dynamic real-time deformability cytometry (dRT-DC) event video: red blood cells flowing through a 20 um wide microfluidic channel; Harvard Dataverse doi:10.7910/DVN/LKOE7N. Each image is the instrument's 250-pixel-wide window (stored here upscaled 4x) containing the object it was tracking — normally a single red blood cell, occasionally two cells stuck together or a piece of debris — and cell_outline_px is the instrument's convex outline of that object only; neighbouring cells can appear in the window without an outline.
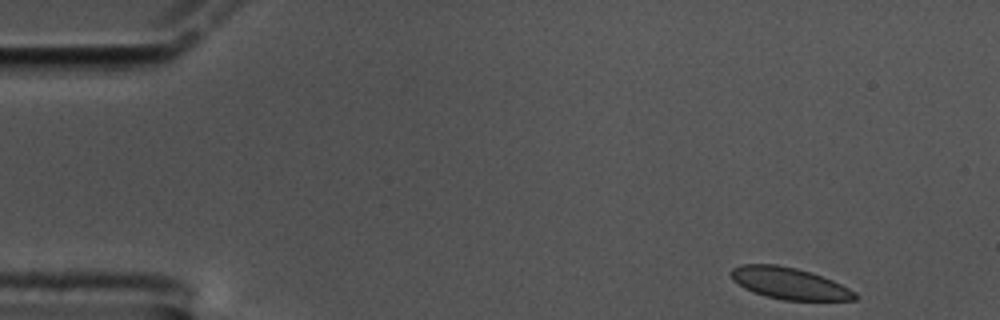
{"species": "common noctule bat (a hibernating species)", "species_latin": "Nyctalus noctula", "temperature_condition": "cold", "stored_images_in_passage": 54, "camera_frame_rate_fps": 3000, "um_per_image_px": 0.085, "animal": {"sex": "male", "body_mass_g": 17.5, "forearm_length_mm": 52.3}, "frame": {"image": 1, "passage_image": 1, "time_ms": 0.0, "image_size_px": [1000, 320], "cell_outline_px": [[860, 296], [856, 300], [784, 300], [768, 296], [744, 288], [732, 280], [728, 272], [732, 268], [740, 264], [776, 264], [796, 268], [812, 272], [832, 280], [856, 292]], "centroid_in_image_um": [67.08, 24.07], "position_along_channel_um": 17.9, "area_um2": 22.89}}
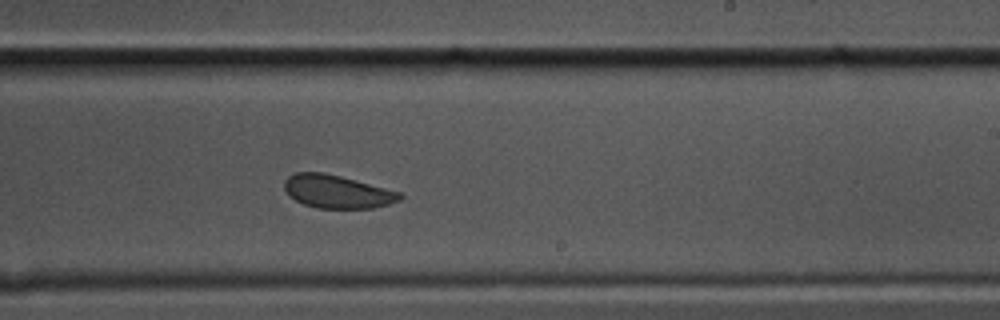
{"frame": {"image": 2, "passage_image": 31, "time_ms": 10.0, "image_size_px": [1000, 320], "cell_outline_px": [[404, 196], [400, 200], [388, 204], [372, 208], [316, 208], [304, 204], [288, 196], [284, 188], [284, 180], [288, 176], [296, 172], [324, 172], [340, 176], [400, 192]], "centroid_in_image_um": [28.62, 16.28], "position_along_channel_um": 260.4, "area_um2": 22.25}}
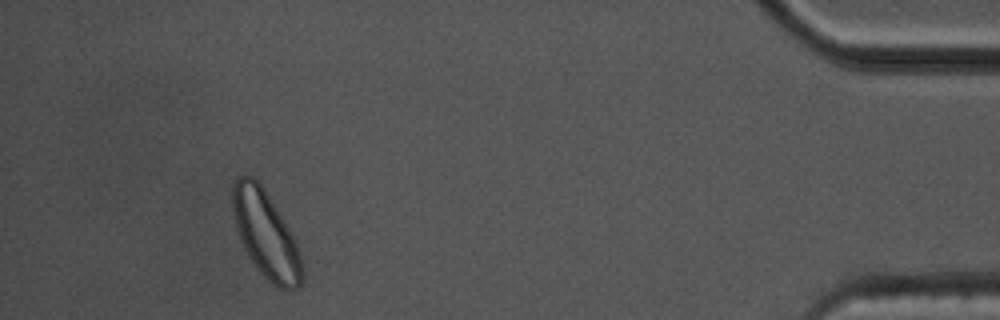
{"frame": {"image": 3, "passage_image": 50, "time_ms": 16.333, "image_size_px": [1000, 320], "cell_outline_px": [[304, 276], [300, 284], [292, 292], [280, 288], [272, 284], [260, 272], [248, 256], [240, 240], [232, 208], [232, 188], [236, 176], [252, 176], [264, 188], [284, 220], [296, 244], [300, 256], [304, 272]], "centroid_in_image_um": [22.59, 19.95], "position_along_channel_um": 412.6, "area_um2": 34.85}, "authors_computed_cell_mechanics": {"area_um2": 23.3512, "velocity_mm_per_s": 3.3867, "shape_relaxation_time_tau1_ms": 4.8965, "shape_relaxation_time_tau2_ms": 1.7155, "deformation_change_tau1": 0.066, "deformation_change_tau2": 0.0379}}